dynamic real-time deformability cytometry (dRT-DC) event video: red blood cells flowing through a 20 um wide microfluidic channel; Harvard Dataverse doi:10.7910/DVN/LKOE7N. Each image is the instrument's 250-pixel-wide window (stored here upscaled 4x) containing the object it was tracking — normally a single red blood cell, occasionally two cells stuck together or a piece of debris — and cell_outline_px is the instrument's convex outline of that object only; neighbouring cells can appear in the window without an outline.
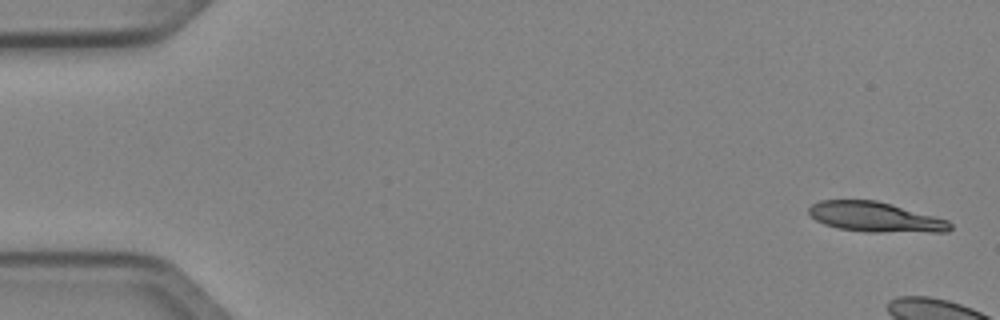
{"species": "Egyptian fruit bat (a non-hibernating species)", "species_latin": "Rousettus aegyptiacus", "temperature_condition": "cold", "stored_images_in_passage": 7, "camera_frame_rate_fps": 3000, "um_per_image_px": 0.085, "animal": {"sex": "female"}, "frame": {"image": 1, "passage_image": 1, "time_ms": 0.0, "image_size_px": [1000, 320], "cell_outline_px": [[952, 228], [948, 232], [868, 232], [840, 228], [824, 224], [816, 220], [808, 212], [808, 208], [812, 204], [820, 200], [876, 200], [892, 204], [948, 220], [952, 224]], "centroid_in_image_um": [74.42, 18.45], "position_along_channel_um": 10.6, "area_um2": 24.62}}